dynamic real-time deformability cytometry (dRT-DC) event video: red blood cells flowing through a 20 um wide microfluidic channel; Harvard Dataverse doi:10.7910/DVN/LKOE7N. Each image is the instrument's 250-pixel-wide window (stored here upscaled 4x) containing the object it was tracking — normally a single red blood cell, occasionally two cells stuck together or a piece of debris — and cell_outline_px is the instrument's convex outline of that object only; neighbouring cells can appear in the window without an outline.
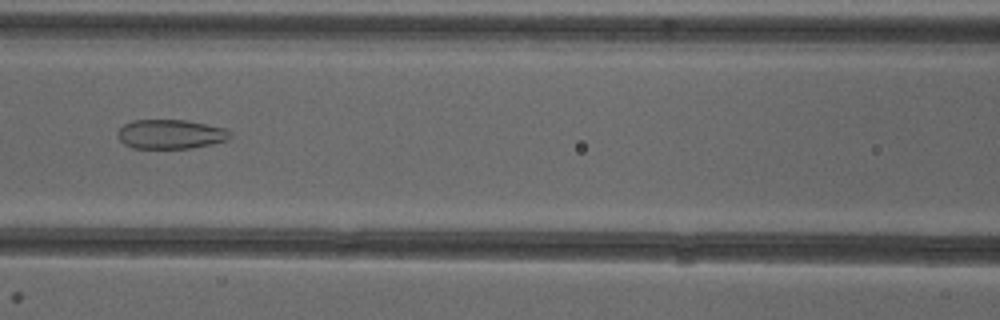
{"species": "common noctule bat (a hibernating species)", "species_latin": "Nyctalus noctula", "temperature_condition": "cold", "stored_images_in_passage": 51, "camera_frame_rate_fps": 3000, "um_per_image_px": 0.085, "animal": {"sex": "female"}, "frame": {"image": 1, "passage_image": 23, "time_ms": 7.333, "image_size_px": [1000, 320], "cell_outline_px": [[232, 136], [228, 140], [212, 144], [192, 148], [132, 148], [124, 144], [116, 136], [116, 132], [124, 124], [132, 120], [184, 120], [224, 128], [232, 132]], "centroid_in_image_um": [14.48, 11.41], "position_along_channel_um": 152.1, "area_um2": 19.31}}
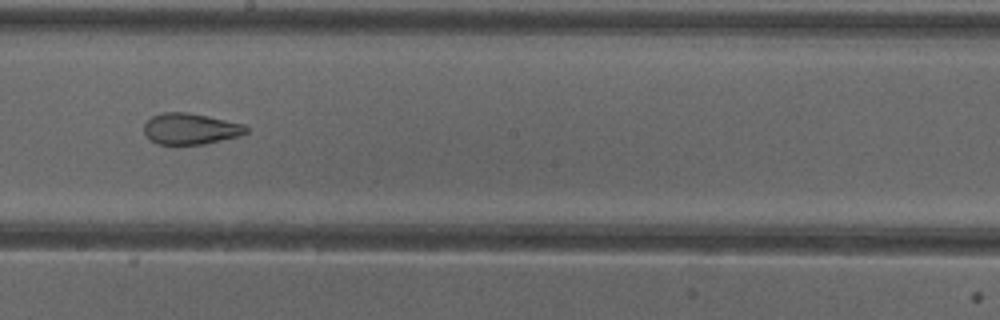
{"frame": {"image": 2, "passage_image": 29, "time_ms": 9.333, "image_size_px": [1000, 320], "cell_outline_px": [[248, 132], [240, 136], [204, 144], [156, 144], [144, 132], [144, 124], [152, 116], [160, 112], [188, 112], [208, 116], [244, 124], [248, 128]], "centroid_in_image_um": [16.2, 10.94], "position_along_channel_um": 232.0, "area_um2": 18.55}}
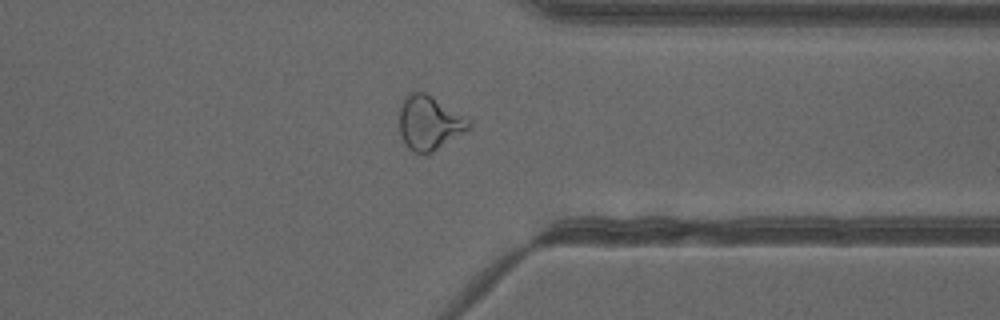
{"frame": {"image": 3, "passage_image": 40, "time_ms": 13.0, "image_size_px": [1000, 320], "cell_outline_px": [[472, 128], [428, 156], [416, 152], [408, 148], [404, 144], [400, 136], [400, 104], [404, 96], [412, 92], [424, 92], [432, 96], [472, 120]], "centroid_in_image_um": [36.51, 10.47], "position_along_channel_um": 374.9, "area_um2": 22.48}, "authors_computed_cell_mechanics": {"area_um2": 24.4494, "velocity_mm_per_s": 3.9945, "shape_relaxation_time_tau1_ms": null, "shape_relaxation_time_tau2_ms": 1.5894, "deformation_change_tau1": null, "deformation_change_tau2": 0.0893}}